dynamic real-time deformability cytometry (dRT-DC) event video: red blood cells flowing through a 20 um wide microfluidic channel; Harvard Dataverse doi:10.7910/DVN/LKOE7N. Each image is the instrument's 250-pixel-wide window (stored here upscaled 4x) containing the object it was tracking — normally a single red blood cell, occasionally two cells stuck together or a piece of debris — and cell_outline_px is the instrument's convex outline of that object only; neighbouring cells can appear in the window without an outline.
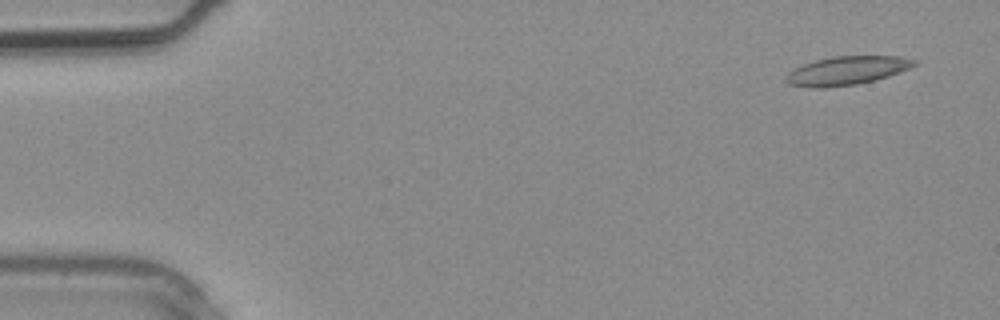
{"species": "common noctule bat (a hibernating species)", "species_latin": "Nyctalus noctula", "temperature_condition": "warm", "stored_images_in_passage": 3, "camera_frame_rate_fps": 3000, "um_per_image_px": 0.085, "animal": {"sex": "male", "body_mass_g": 20.4}, "frame": {"image": 1, "passage_image": 1, "time_ms": 0.0, "image_size_px": [1000, 320], "cell_outline_px": [[920, 60], [916, 64], [900, 72], [876, 80], [856, 84], [824, 88], [816, 88], [788, 84], [784, 80], [784, 76], [788, 72], [804, 64], [816, 60], [832, 56], [900, 56]], "centroid_in_image_um": [71.99, 6.0], "position_along_channel_um": 13.0, "area_um2": 21.44}}
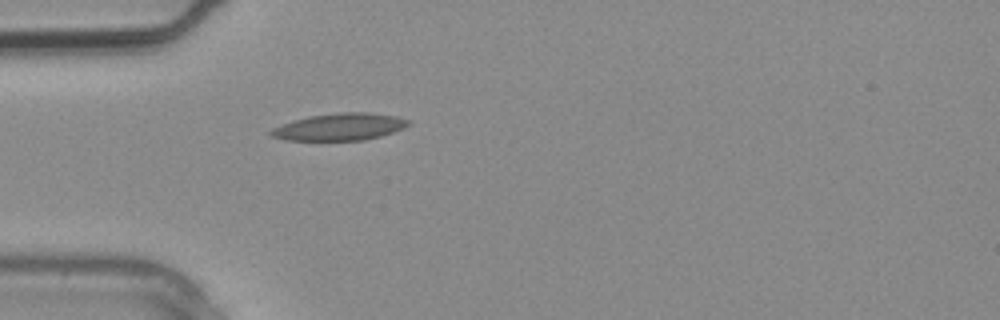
{"frame": {"image": 2, "passage_image": 3, "time_ms": 0.667, "image_size_px": [1000, 320], "cell_outline_px": [[412, 124], [404, 128], [380, 136], [364, 140], [284, 140], [272, 136], [268, 132], [272, 128], [292, 120], [308, 116], [340, 112], [368, 112], [396, 116], [408, 120]], "centroid_in_image_um": [28.86, 10.78], "position_along_channel_um": 56.1, "area_um2": 21.73}}